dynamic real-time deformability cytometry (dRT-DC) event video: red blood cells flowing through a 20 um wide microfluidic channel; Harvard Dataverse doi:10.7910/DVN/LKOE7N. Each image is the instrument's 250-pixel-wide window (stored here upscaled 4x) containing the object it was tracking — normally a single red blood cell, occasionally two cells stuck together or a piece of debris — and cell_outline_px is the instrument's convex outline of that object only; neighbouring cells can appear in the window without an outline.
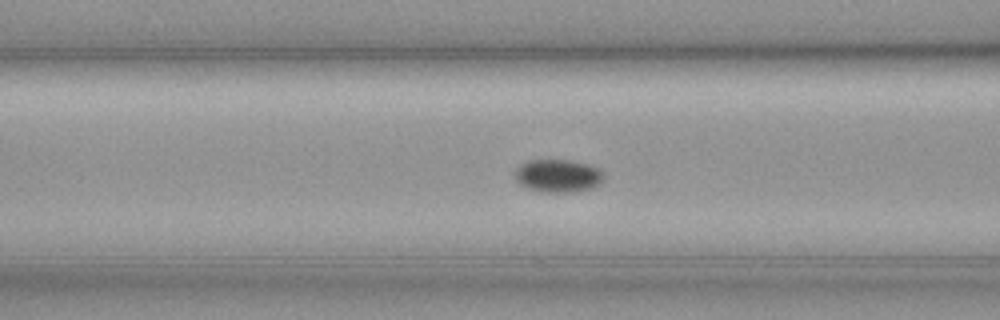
{"species": "common noctule bat (a hibernating species)", "species_latin": "Nyctalus noctula", "temperature_condition": "cold", "stored_images_in_passage": 61, "segment_of_instrument_passage": [1, 2], "camera_frame_rate_fps": 3000, "um_per_image_px": 0.085, "animal": {"sex": "female", "body_mass_g": 19.3, "forearm_length_mm": 54.1}, "frame": {"image": 1, "passage_image": 25, "time_ms": 8.0, "image_size_px": [1000, 320], "cell_outline_px": [[604, 180], [600, 184], [592, 188], [572, 192], [540, 192], [528, 188], [520, 184], [512, 176], [516, 168], [520, 164], [528, 160], [572, 160], [588, 164], [600, 168], [604, 172]], "centroid_in_image_um": [47.43, 14.94], "position_along_channel_um": 119.2, "area_um2": 17.46}}
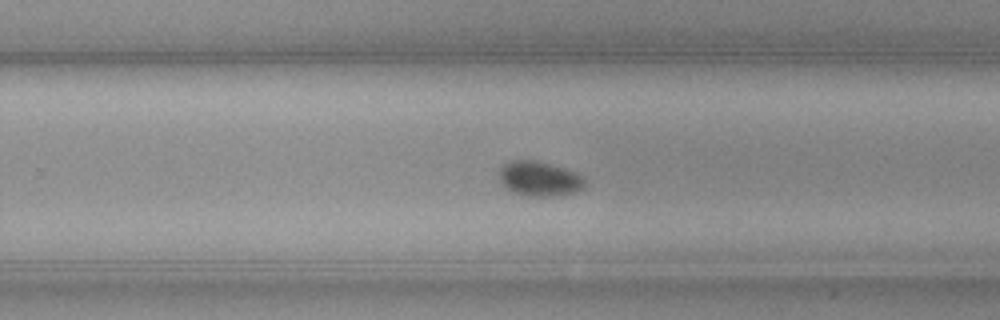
{"frame": {"image": 2, "passage_image": 39, "time_ms": 12.667, "image_size_px": [1000, 320], "cell_outline_px": [[588, 180], [584, 188], [576, 192], [552, 196], [524, 196], [512, 192], [504, 188], [500, 184], [500, 168], [504, 164], [512, 160], [532, 160], [548, 164], [576, 172], [584, 176]], "centroid_in_image_um": [45.86, 15.21], "position_along_channel_um": 283.9, "area_um2": 17.57}}
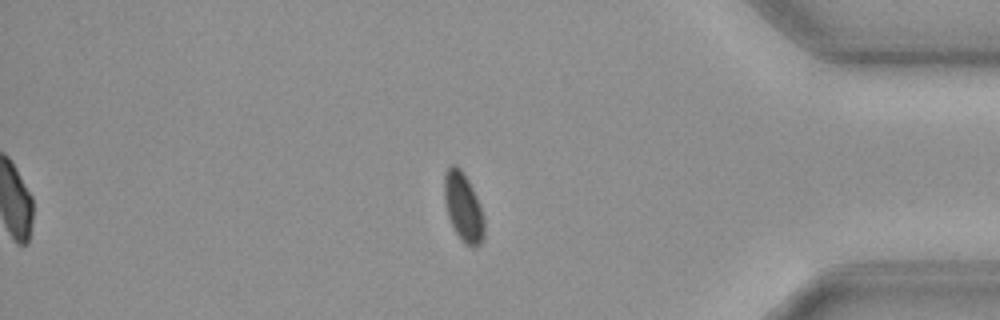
{"frame": {"image": 3, "passage_image": 51, "time_ms": 16.667, "image_size_px": [1000, 320], "cell_outline_px": [[484, 236], [480, 244], [472, 248], [456, 232], [448, 216], [444, 204], [444, 172], [452, 164], [460, 168], [468, 180], [476, 196], [484, 220]], "centroid_in_image_um": [39.36, 17.57], "position_along_channel_um": 395.8, "area_um2": 15.66}}